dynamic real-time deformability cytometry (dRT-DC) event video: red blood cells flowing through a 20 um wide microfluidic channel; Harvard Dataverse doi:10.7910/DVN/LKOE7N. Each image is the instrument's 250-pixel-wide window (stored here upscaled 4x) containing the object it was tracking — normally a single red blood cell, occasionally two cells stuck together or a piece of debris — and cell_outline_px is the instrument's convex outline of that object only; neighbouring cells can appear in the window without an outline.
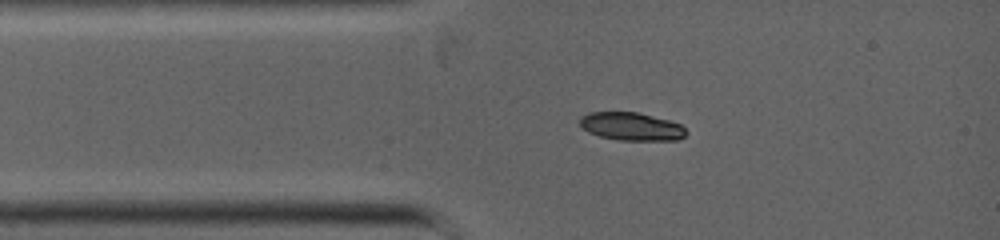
{"species": "common noctule bat (a hibernating species)", "species_latin": "Nyctalus noctula", "temperature_condition": "warm", "stored_images_in_passage": 66, "camera_frame_rate_fps": 5000, "um_per_image_px": 0.085, "animal": {"sex": "female", "body_mass_g": 19.0, "forearm_length_mm": 53.3}, "frame": {"image": 1, "passage_image": 1, "time_ms": 0.0, "image_size_px": [1000, 240], "cell_outline_px": [[688, 132], [680, 140], [620, 140], [600, 136], [588, 132], [580, 124], [580, 116], [588, 112], [636, 112], [668, 120], [680, 124]], "centroid_in_image_um": [53.67, 10.75], "position_along_channel_um": 31.3, "area_um2": 17.28}}
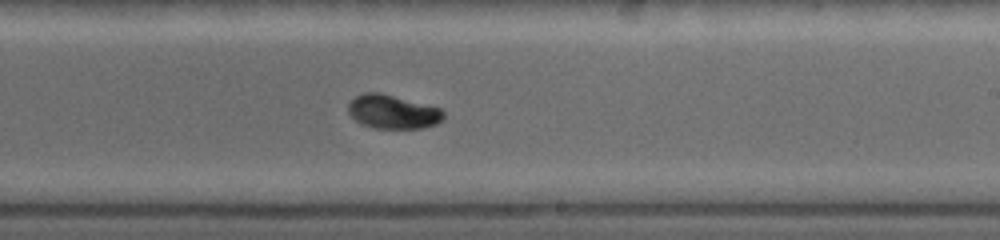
{"frame": {"image": 2, "passage_image": 29, "time_ms": 4.8, "image_size_px": [1000, 240], "cell_outline_px": [[444, 120], [436, 124], [424, 128], [372, 128], [356, 120], [348, 112], [348, 104], [356, 96], [364, 92], [376, 92], [440, 108], [444, 112]], "centroid_in_image_um": [33.4, 9.52], "position_along_channel_um": 255.6, "area_um2": 18.5}}
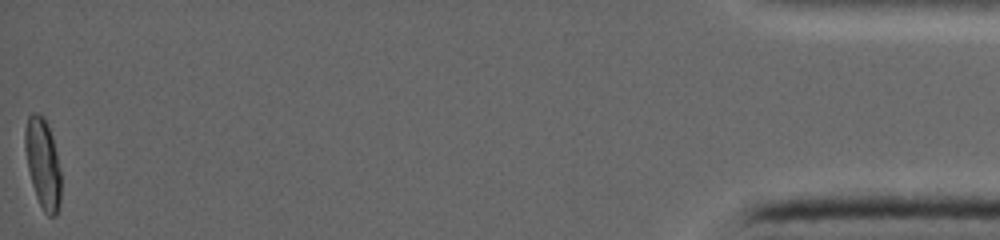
{"frame": {"image": 3, "passage_image": 66, "time_ms": 11.2, "image_size_px": [1000, 240], "cell_outline_px": [[60, 204], [56, 216], [48, 216], [44, 212], [36, 196], [32, 184], [28, 168], [24, 148], [24, 128], [28, 116], [32, 112], [36, 112], [44, 116], [48, 124], [52, 136], [56, 152], [60, 172]], "centroid_in_image_um": [3.62, 13.85], "position_along_channel_um": 431.6, "area_um2": 18.96}}